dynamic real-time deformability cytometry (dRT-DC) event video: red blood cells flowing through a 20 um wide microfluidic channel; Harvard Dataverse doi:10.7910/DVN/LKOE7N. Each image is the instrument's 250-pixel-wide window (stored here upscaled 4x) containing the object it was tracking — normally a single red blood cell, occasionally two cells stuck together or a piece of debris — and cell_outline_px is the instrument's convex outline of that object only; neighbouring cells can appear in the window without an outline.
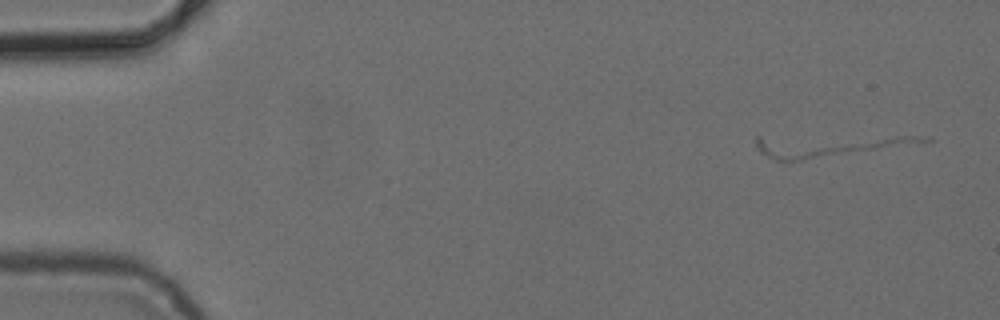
{"species": "common noctule bat (a hibernating species)", "species_latin": "Nyctalus noctula", "temperature_condition": "cold", "stored_images_in_passage": 4, "camera_frame_rate_fps": 3000, "um_per_image_px": 0.085, "animal": {"sex": "female", "body_mass_g": 24.6, "forearm_length_mm": 56.2}, "frame": {"image": 1, "passage_image": 1, "time_ms": 0.0, "image_size_px": [1000, 320], "cell_outline_px": [[932, 140], [800, 160], [776, 160], [760, 152], [756, 144], [756, 136], [916, 136]], "centroid_in_image_um": [70.15, 12.35], "position_along_channel_um": 14.8, "area_um2": 19.94}}
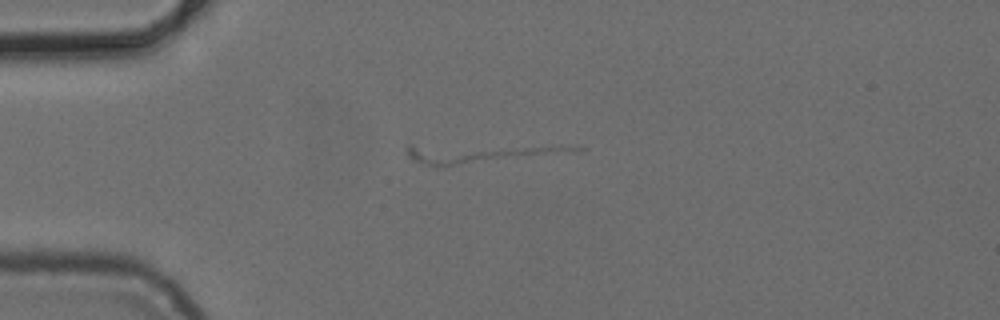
{"frame": {"image": 2, "passage_image": 4, "time_ms": 3.333, "image_size_px": [1000, 320], "cell_outline_px": [[584, 148], [452, 164], [428, 164], [416, 160], [408, 156], [404, 148], [408, 144]], "centroid_in_image_um": [39.98, 12.99], "position_along_channel_um": 45.0, "area_um2": 14.91}}